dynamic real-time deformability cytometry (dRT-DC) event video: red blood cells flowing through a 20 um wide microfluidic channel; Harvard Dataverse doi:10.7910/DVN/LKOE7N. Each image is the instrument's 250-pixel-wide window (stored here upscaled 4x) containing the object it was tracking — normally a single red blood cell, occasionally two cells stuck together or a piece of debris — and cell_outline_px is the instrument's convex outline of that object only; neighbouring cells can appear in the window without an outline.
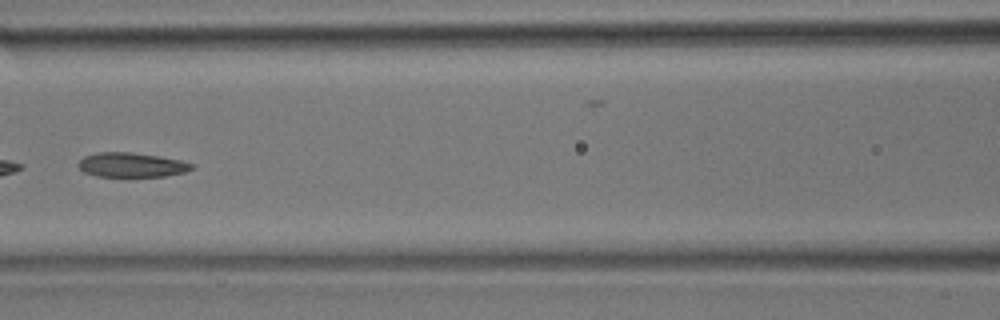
{"species": "common noctule bat (a hibernating species)", "species_latin": "Nyctalus noctula", "temperature_condition": "room temperature", "stored_images_in_passage": 39, "camera_frame_rate_fps": 3000, "um_per_image_px": 0.085, "animal": {"sex": "male", "body_mass_g": 17.9}, "frame": {"image": 1, "passage_image": 17, "time_ms": 5.333, "image_size_px": [1000, 320], "cell_outline_px": [[196, 168], [184, 172], [164, 176], [96, 176], [84, 172], [76, 164], [84, 156], [96, 152], [132, 152], [160, 156], [180, 160], [192, 164]], "centroid_in_image_um": [11.17, 14.0], "position_along_channel_um": 155.4, "area_um2": 16.18}}